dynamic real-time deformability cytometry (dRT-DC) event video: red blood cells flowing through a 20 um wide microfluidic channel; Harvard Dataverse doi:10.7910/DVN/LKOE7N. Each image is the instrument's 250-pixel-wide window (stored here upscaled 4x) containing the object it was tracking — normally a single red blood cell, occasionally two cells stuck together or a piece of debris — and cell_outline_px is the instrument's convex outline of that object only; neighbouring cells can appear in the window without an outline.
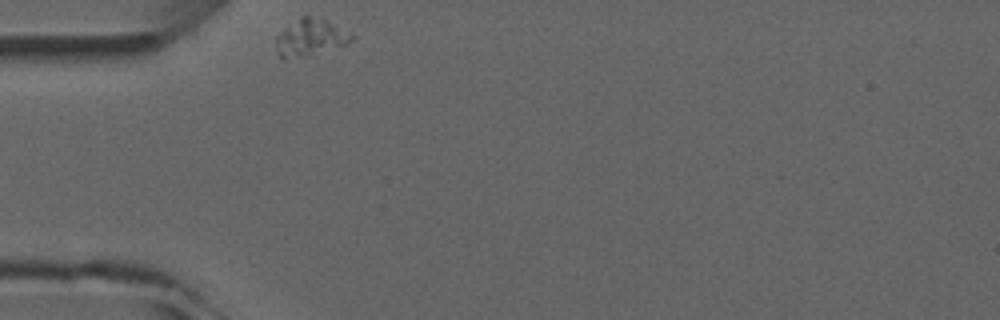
{"species": "common noctule bat (a hibernating species)", "species_latin": "Nyctalus noctula", "temperature_condition": "room temperature", "stored_images_in_passage": 1, "camera_frame_rate_fps": 3000, "um_per_image_px": 0.085, "animal": {"sex": "male", "forearm_length_mm": 52.5}, "frame": {"image": 1, "passage_image": 1, "time_ms": 0.0, "image_size_px": [1000, 320], "cell_outline_px": [[356, 36], [348, 44], [284, 60], [280, 60], [276, 52], [276, 36], [284, 28], [300, 16], [324, 16], [352, 32]], "centroid_in_image_um": [26.41, 3.14], "position_along_channel_um": 58.6, "area_um2": 16.7}}